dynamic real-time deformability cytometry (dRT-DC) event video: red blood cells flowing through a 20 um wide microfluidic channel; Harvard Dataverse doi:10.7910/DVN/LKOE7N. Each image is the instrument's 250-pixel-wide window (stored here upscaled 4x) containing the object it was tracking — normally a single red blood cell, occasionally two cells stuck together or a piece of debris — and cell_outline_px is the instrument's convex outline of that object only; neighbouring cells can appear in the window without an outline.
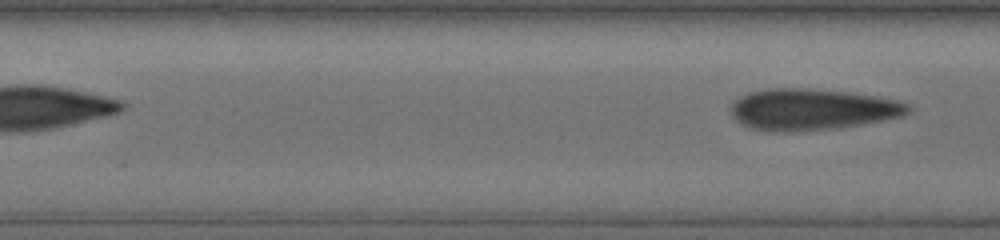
{"species": "human", "species_latin": "Homo sapiens", "temperature_condition": "cold", "stored_images_in_passage": 30, "segment_of_instrument_passage": [2, 2], "camera_frame_rate_fps": 3000, "um_per_image_px": 0.085, "donor": {"sex": "male"}, "frame": {"image": 1, "passage_image": 30, "time_ms": 9.667, "image_size_px": [1000, 240], "cell_outline_px": [[912, 108], [904, 116], [884, 120], [836, 128], [792, 132], [764, 132], [748, 128], [740, 124], [732, 116], [728, 108], [740, 96], [748, 92], [764, 88], [808, 88], [848, 92], [896, 100], [908, 104]], "centroid_in_image_um": [68.94, 9.31], "position_along_channel_um": 138.5, "area_um2": 43.18}}